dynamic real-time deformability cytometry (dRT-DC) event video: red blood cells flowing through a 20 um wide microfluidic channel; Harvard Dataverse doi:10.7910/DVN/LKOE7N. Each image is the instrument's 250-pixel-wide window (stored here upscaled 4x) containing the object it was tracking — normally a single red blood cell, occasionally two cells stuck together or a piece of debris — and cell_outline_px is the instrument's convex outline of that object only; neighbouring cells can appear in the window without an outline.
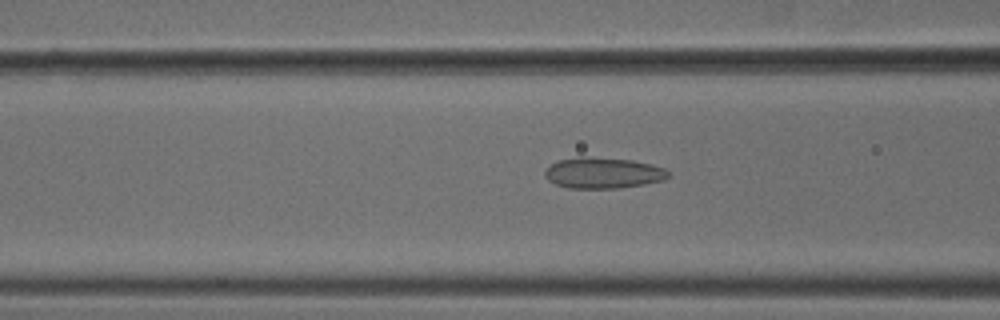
{"species": "common noctule bat (a hibernating species)", "species_latin": "Nyctalus noctula", "temperature_condition": "cold", "stored_images_in_passage": 53, "camera_frame_rate_fps": 3000, "um_per_image_px": 0.085, "animal": {"sex": "male", "body_mass_g": 18.8}, "frame": {"image": 1, "passage_image": 21, "time_ms": 6.667, "image_size_px": [1000, 320], "cell_outline_px": [[668, 176], [664, 180], [644, 184], [620, 188], [568, 188], [556, 184], [548, 180], [544, 176], [544, 172], [556, 160], [580, 156], [584, 156], [632, 160], [652, 164], [664, 168], [668, 172]], "centroid_in_image_um": [51.24, 14.69], "position_along_channel_um": 115.4, "area_um2": 22.31}}
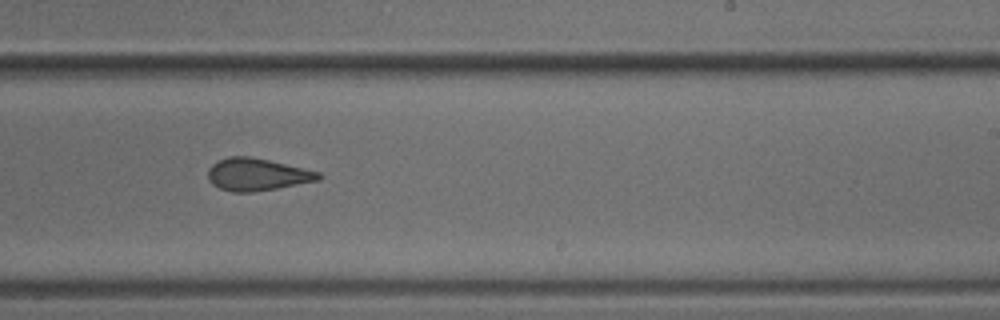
{"frame": {"image": 2, "passage_image": 33, "time_ms": 10.667, "image_size_px": [1000, 320], "cell_outline_px": [[324, 176], [320, 180], [276, 188], [252, 192], [232, 192], [220, 188], [212, 184], [208, 180], [208, 168], [212, 164], [228, 156], [248, 156], [268, 160], [320, 172]], "centroid_in_image_um": [21.84, 14.83], "position_along_channel_um": 267.2, "area_um2": 20.75}}
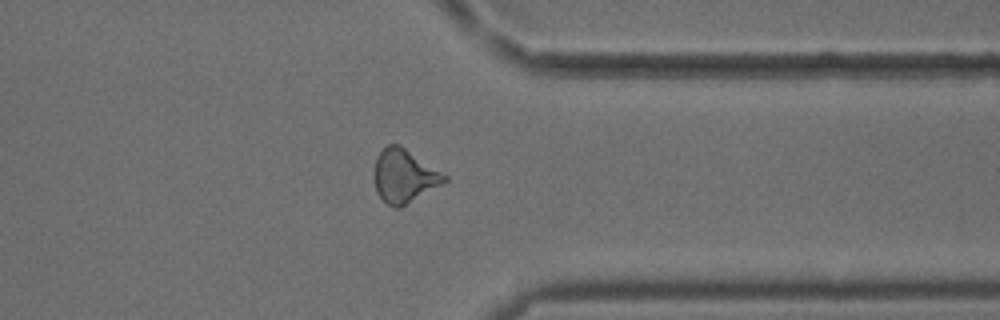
{"frame": {"image": 3, "passage_image": 42, "time_ms": 13.667, "image_size_px": [1000, 320], "cell_outline_px": [[448, 180], [400, 208], [396, 208], [388, 204], [376, 192], [372, 176], [372, 172], [376, 156], [388, 144], [400, 144], [448, 176]], "centroid_in_image_um": [34.31, 14.94], "position_along_channel_um": 377.1, "area_um2": 21.96}, "authors_computed_cell_mechanics": {"area_um2": 21.9062, "velocity_mm_per_s": 3.7859, "shape_relaxation_time_tau1_ms": null, "shape_relaxation_time_tau2_ms": 2.2775, "deformation_change_tau1": null, "deformation_change_tau2": 0.1104}}